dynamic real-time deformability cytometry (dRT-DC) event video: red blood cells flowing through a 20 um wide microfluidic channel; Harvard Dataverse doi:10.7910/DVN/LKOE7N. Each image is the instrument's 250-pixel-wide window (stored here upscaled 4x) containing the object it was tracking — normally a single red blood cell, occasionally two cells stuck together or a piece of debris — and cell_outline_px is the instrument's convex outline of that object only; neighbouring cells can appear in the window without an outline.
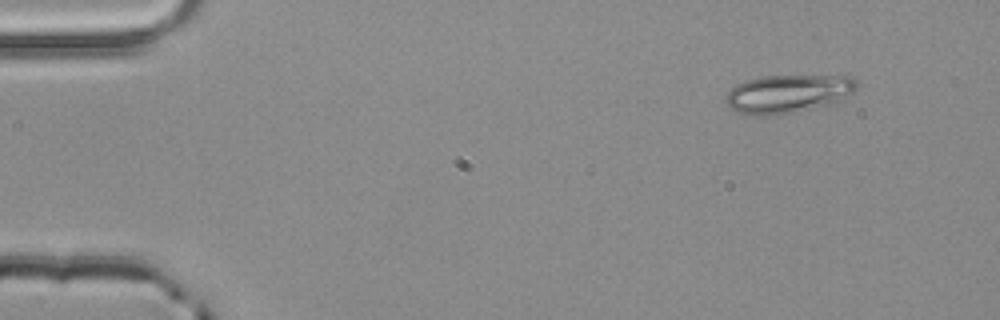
{"species": "common noctule bat (a hibernating species)", "species_latin": "Nyctalus noctula", "temperature_condition": "room temperature", "stored_images_in_passage": 3, "camera_frame_rate_fps": 3000, "um_per_image_px": 0.085, "animal": {"sex": "male", "body_mass_g": 20.4}, "frame": {"image": 1, "passage_image": 1, "time_ms": 0.0, "image_size_px": [1000, 320], "cell_outline_px": [[860, 84], [852, 92], [836, 104], [776, 116], [756, 116], [740, 112], [732, 108], [724, 100], [724, 96], [736, 84], [744, 80], [760, 76], [852, 76]], "centroid_in_image_um": [67.0, 7.98], "position_along_channel_um": 18.0, "area_um2": 29.71}}